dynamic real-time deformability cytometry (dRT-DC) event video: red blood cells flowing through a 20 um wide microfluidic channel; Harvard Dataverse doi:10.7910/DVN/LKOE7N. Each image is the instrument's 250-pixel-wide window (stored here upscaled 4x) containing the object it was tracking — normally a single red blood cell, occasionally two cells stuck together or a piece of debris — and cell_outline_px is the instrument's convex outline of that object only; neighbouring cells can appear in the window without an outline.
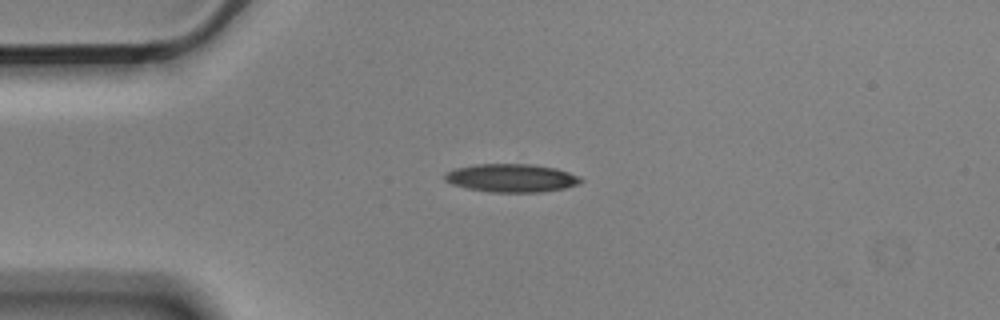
{"species": "Egyptian fruit bat (a non-hibernating species)", "species_latin": "Rousettus aegyptiacus", "temperature_condition": "cold", "stored_images_in_passage": 4, "camera_frame_rate_fps": 3000, "um_per_image_px": 0.085, "animal": {"sex": "male"}, "frame": {"image": 1, "passage_image": 3, "time_ms": 0.667, "image_size_px": [1000, 320], "cell_outline_px": [[584, 180], [580, 184], [564, 188], [540, 192], [488, 192], [468, 188], [452, 184], [444, 180], [444, 172], [452, 168], [476, 164], [532, 164], [556, 168], [580, 176]], "centroid_in_image_um": [43.45, 15.12], "position_along_channel_um": 41.5, "area_um2": 22.6}}